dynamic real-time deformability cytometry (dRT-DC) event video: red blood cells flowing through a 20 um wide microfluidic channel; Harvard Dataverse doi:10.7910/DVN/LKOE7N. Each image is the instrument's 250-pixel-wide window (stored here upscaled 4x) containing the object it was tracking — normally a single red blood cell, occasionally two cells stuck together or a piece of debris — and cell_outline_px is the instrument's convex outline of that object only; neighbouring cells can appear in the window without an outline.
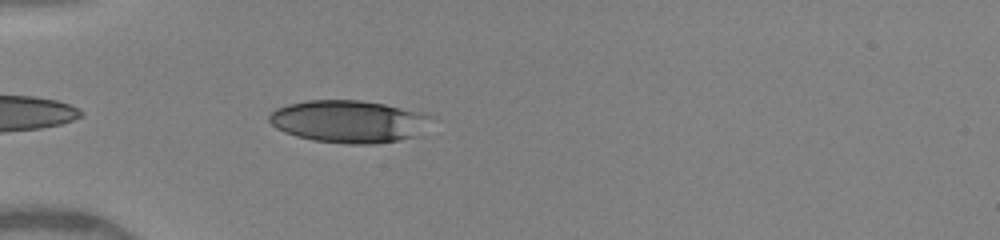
{"species": "human", "species_latin": "Homo sapiens", "temperature_condition": "warm", "stored_images_in_passage": 24, "camera_frame_rate_fps": 3000, "um_per_image_px": 0.085, "donor": {"sex": "female"}, "frame": {"image": 1, "passage_image": 2, "time_ms": 0.333, "image_size_px": [1000, 240], "cell_outline_px": [[436, 116], [416, 136], [396, 140], [372, 144], [348, 144], [312, 140], [296, 136], [284, 132], [276, 128], [268, 120], [268, 116], [276, 108], [288, 104], [308, 100], [360, 100], [384, 104]], "centroid_in_image_um": [29.62, 10.32], "position_along_channel_um": 55.4, "area_um2": 39.94}}
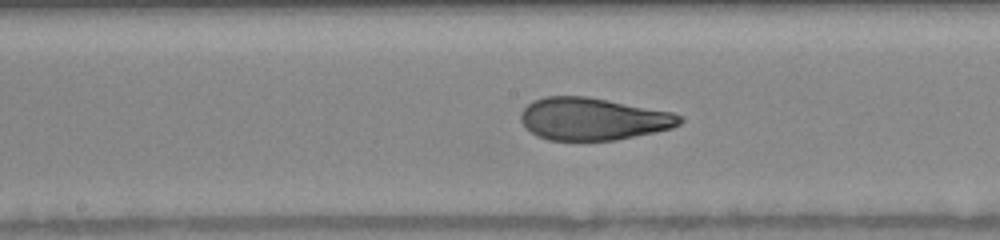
{"frame": {"image": 2, "passage_image": 10, "time_ms": 3.0, "image_size_px": [1000, 240], "cell_outline_px": [[684, 120], [680, 124], [672, 128], [656, 132], [616, 140], [548, 140], [536, 136], [520, 120], [520, 116], [524, 108], [532, 100], [544, 96], [588, 96], [672, 112], [680, 116]], "centroid_in_image_um": [50.4, 10.1], "position_along_channel_um": 197.8, "area_um2": 39.3}}
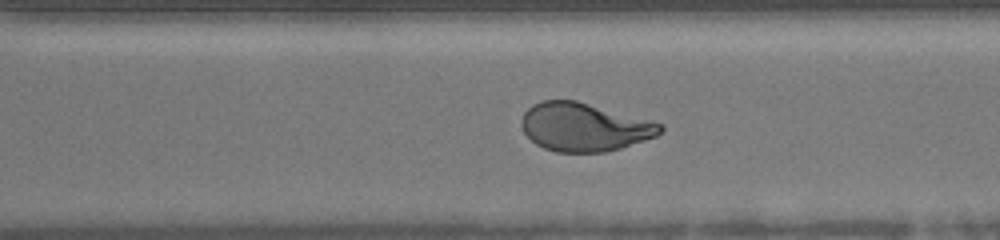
{"frame": {"image": 3, "passage_image": 19, "time_ms": 6.0, "image_size_px": [1000, 240], "cell_outline_px": [[664, 128], [656, 136], [620, 148], [604, 152], [556, 152], [544, 148], [536, 144], [524, 132], [520, 124], [520, 120], [524, 112], [532, 104], [540, 100], [576, 100], [664, 124]], "centroid_in_image_um": [49.63, 10.79], "position_along_channel_um": 321.0, "area_um2": 39.02}}